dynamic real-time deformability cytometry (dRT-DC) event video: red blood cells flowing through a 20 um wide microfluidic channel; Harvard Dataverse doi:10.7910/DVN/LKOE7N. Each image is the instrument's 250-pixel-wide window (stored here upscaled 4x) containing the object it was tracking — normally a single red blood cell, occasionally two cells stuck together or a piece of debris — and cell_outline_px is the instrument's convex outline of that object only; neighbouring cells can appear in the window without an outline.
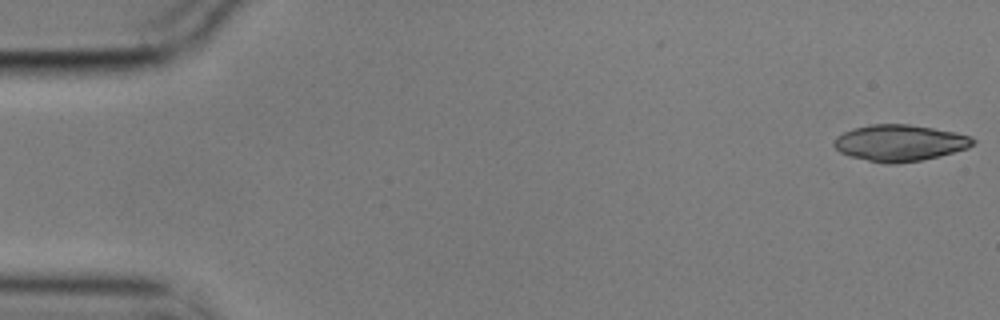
{"species": "common noctule bat (a hibernating species)", "species_latin": "Nyctalus noctula", "temperature_condition": "cold", "stored_images_in_passage": 55, "camera_frame_rate_fps": 3000, "um_per_image_px": 0.085, "animal": {"sex": "male", "body_mass_g": 17.9}, "frame": {"image": 1, "passage_image": 1, "time_ms": 0.0, "image_size_px": [1000, 320], "cell_outline_px": [[976, 140], [968, 148], [940, 156], [920, 160], [896, 164], [888, 164], [848, 156], [840, 152], [832, 144], [832, 140], [836, 136], [852, 128], [872, 124], [908, 124], [956, 132], [972, 136]], "centroid_in_image_um": [76.46, 12.14], "position_along_channel_um": 8.5, "area_um2": 29.59}}